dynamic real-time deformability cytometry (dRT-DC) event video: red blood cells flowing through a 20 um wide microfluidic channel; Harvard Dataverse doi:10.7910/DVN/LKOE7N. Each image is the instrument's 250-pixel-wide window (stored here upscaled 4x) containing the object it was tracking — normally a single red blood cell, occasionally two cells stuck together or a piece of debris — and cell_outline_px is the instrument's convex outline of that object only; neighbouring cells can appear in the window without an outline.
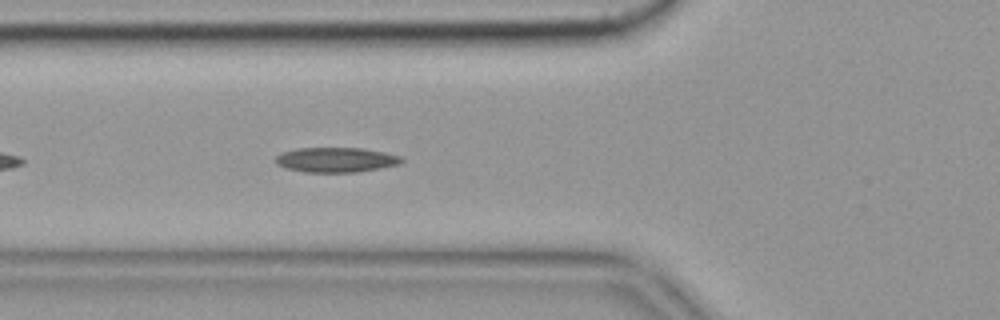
{"species": "common noctule bat (a hibernating species)", "species_latin": "Nyctalus noctula", "temperature_condition": "cold", "stored_images_in_passage": 43, "camera_frame_rate_fps": 3000, "um_per_image_px": 0.085, "animal": {"sex": "female", "body_mass_g": 19.9}, "frame": {"image": 1, "passage_image": 7, "time_ms": 2.0, "image_size_px": [1000, 320], "cell_outline_px": [[404, 160], [400, 164], [380, 168], [356, 172], [304, 172], [288, 168], [276, 164], [276, 156], [284, 152], [296, 148], [364, 148], [384, 152], [400, 156]], "centroid_in_image_um": [28.58, 13.58], "position_along_channel_um": 97.2, "area_um2": 18.15}, "authors_computed_cell_mechanics": {"area_um2": 17.3978, "velocity_mm_per_s": 3.5214, "shape_relaxation_time_tau1_ms": null, "shape_relaxation_time_tau2_ms": 10.3588, "deformation_change_tau1": null, "deformation_change_tau2": 0.1877}}